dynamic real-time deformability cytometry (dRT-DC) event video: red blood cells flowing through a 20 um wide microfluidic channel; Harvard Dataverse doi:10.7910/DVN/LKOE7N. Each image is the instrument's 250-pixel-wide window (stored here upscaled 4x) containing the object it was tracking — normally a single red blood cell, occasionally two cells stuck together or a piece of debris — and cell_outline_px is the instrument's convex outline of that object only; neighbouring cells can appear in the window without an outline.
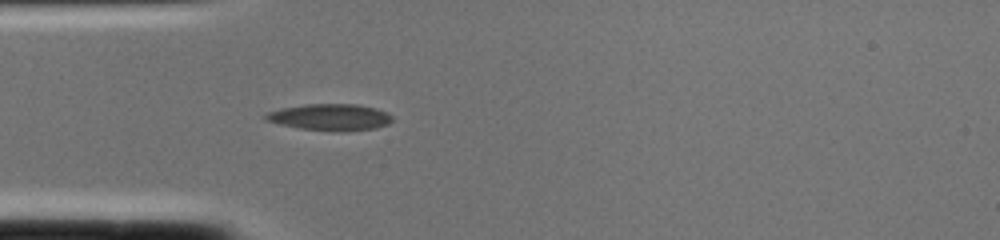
{"species": "common noctule bat (a hibernating species)", "species_latin": "Nyctalus noctula", "temperature_condition": "cold", "stored_images_in_passage": 2, "segment_of_instrument_passage": [1, 2], "camera_frame_rate_fps": 3000, "um_per_image_px": 0.085, "animal": {"sex": "female", "body_mass_g": 22.0, "forearm_length_mm": 56.7}, "frame": {"image": 1, "passage_image": 1, "time_ms": 0.0, "image_size_px": [1000, 240], "cell_outline_px": [[392, 120], [388, 124], [376, 128], [344, 132], [340, 132], [300, 128], [280, 124], [264, 120], [264, 116], [268, 112], [280, 108], [304, 104], [356, 104], [376, 108], [388, 112], [392, 116]], "centroid_in_image_um": [28.08, 9.96], "position_along_channel_um": 56.9, "area_um2": 19.77}}